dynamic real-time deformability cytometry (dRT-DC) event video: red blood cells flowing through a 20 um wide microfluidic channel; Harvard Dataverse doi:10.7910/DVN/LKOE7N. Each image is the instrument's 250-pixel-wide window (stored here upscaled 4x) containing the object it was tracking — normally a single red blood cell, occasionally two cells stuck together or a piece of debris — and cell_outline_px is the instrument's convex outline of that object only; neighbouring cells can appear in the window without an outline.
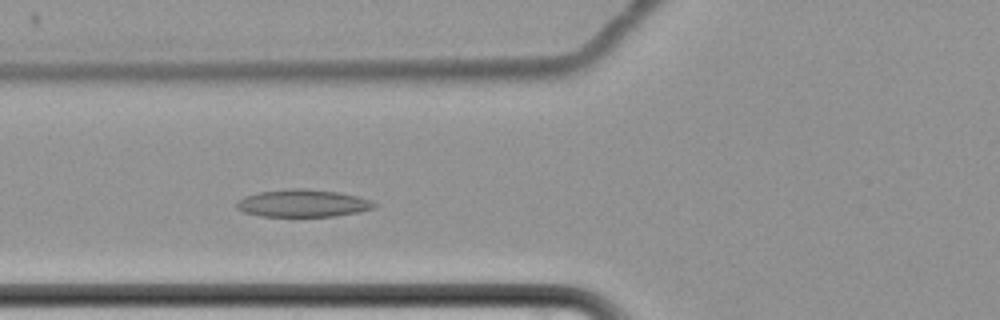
{"species": "common noctule bat (a hibernating species)", "species_latin": "Nyctalus noctula", "temperature_condition": "cold", "stored_images_in_passage": 42, "camera_frame_rate_fps": 3000, "um_per_image_px": 0.085, "animal": {"sex": "female", "body_mass_g": 22.7, "forearm_length_mm": 54.2}, "frame": {"image": 1, "passage_image": 5, "time_ms": 1.333, "image_size_px": [1000, 320], "cell_outline_px": [[380, 204], [376, 208], [336, 216], [260, 216], [244, 212], [236, 208], [236, 200], [244, 196], [256, 192], [292, 188], [304, 188], [336, 192], [356, 196], [372, 200]], "centroid_in_image_um": [25.73, 17.27], "position_along_channel_um": 100.1, "area_um2": 22.2}}
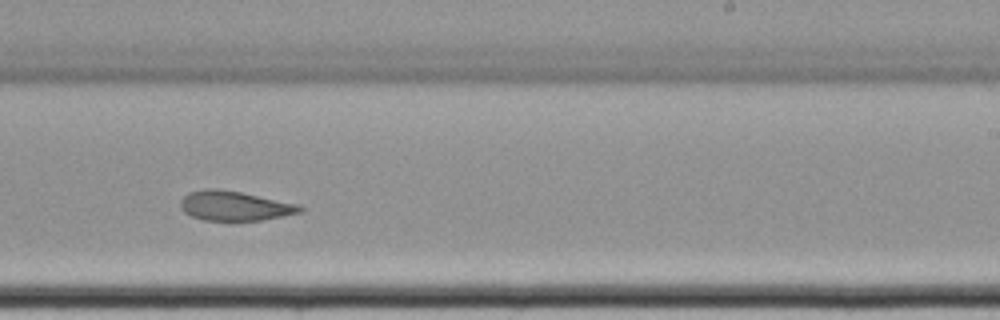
{"frame": {"image": 2, "passage_image": 20, "time_ms": 6.333, "image_size_px": [1000, 320], "cell_outline_px": [[304, 208], [300, 212], [260, 220], [204, 220], [192, 216], [184, 212], [180, 208], [180, 200], [188, 192], [208, 188], [216, 188], [240, 192], [300, 204]], "centroid_in_image_um": [19.91, 17.48], "position_along_channel_um": 269.1, "area_um2": 20.46}}
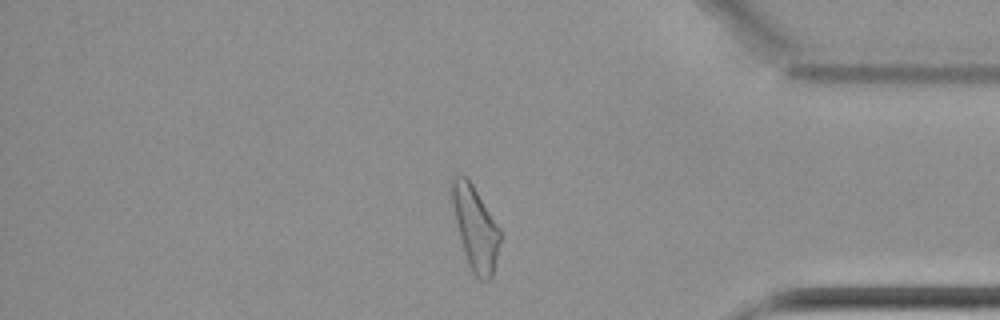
{"frame": {"image": 3, "passage_image": 33, "time_ms": 10.667, "image_size_px": [1000, 320], "cell_outline_px": [[500, 240], [492, 276], [488, 280], [480, 280], [472, 272], [468, 264], [460, 236], [452, 204], [452, 176], [464, 176], [472, 184], [500, 228]], "centroid_in_image_um": [40.41, 19.4], "position_along_channel_um": 394.8, "area_um2": 22.66}, "authors_computed_cell_mechanics": {"area_um2": 21.5305, "velocity_mm_per_s": 3.3852, "shape_relaxation_time_tau1_ms": null, "shape_relaxation_time_tau2_ms": 9.3157, "deformation_change_tau1": null, "deformation_change_tau2": 0.1339}}